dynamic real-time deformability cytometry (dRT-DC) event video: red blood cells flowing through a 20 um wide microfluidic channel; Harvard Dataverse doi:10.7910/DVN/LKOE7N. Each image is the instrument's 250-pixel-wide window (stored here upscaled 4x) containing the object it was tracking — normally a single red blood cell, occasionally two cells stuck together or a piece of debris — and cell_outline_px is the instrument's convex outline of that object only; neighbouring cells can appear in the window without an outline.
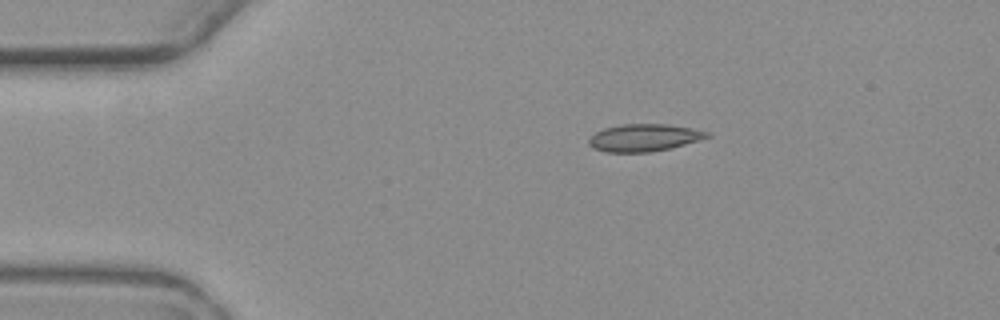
{"species": "common noctule bat (a hibernating species)", "species_latin": "Nyctalus noctula", "temperature_condition": "warm", "stored_images_in_passage": 6, "camera_frame_rate_fps": 3000, "um_per_image_px": 0.085, "animal": {"sex": "female", "body_mass_g": 19.3, "forearm_length_mm": 54.1}, "frame": {"image": 1, "passage_image": 1, "time_ms": 0.0, "image_size_px": [1000, 320], "cell_outline_px": [[712, 136], [700, 140], [668, 148], [648, 152], [604, 152], [592, 148], [588, 144], [588, 140], [596, 132], [604, 128], [620, 124], [668, 124], [692, 128], [712, 132]], "centroid_in_image_um": [54.76, 11.69], "position_along_channel_um": 30.2, "area_um2": 18.9}}
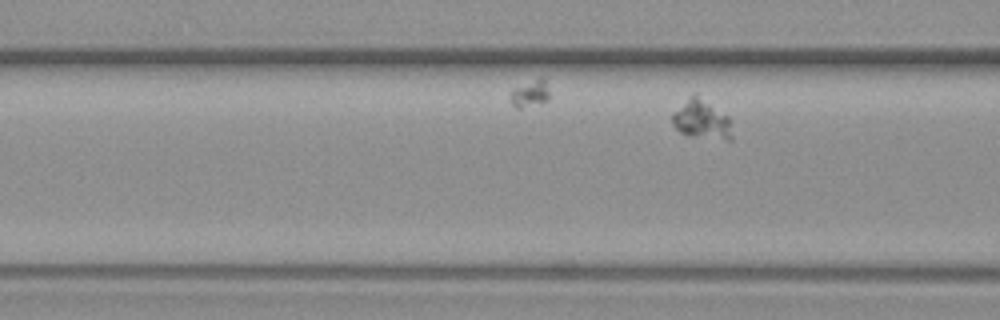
{"frame": {"image": 2, "passage_image": 5, "time_ms": 6.0, "image_size_px": [1000, 320], "cell_outline_px": [[732, 140], [728, 140], [688, 136], [680, 132], [672, 124], [672, 112], [692, 92], [696, 92], [728, 116], [732, 136]], "centroid_in_image_um": [59.6, 10.12], "position_along_channel_um": 107.0, "area_um2": 13.99}}
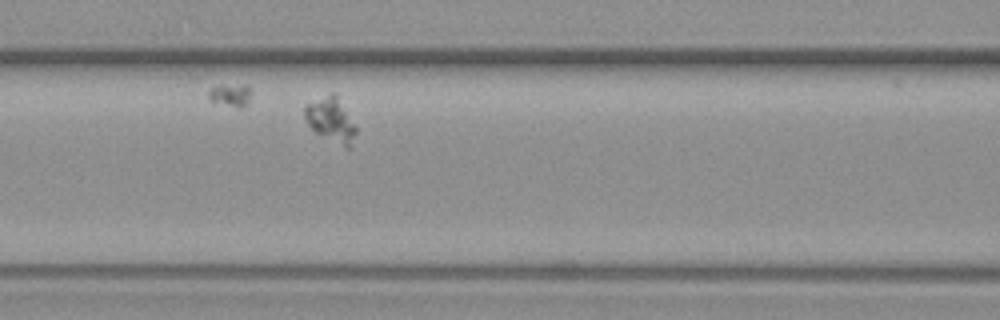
{"frame": {"image": 3, "passage_image": 6, "time_ms": 7.0, "image_size_px": [1000, 320], "cell_outline_px": [[356, 132], [352, 148], [344, 148], [316, 132], [304, 120], [304, 104], [332, 92], [336, 92], [356, 128]], "centroid_in_image_um": [28.12, 10.18], "position_along_channel_um": 138.5, "area_um2": 13.47}}